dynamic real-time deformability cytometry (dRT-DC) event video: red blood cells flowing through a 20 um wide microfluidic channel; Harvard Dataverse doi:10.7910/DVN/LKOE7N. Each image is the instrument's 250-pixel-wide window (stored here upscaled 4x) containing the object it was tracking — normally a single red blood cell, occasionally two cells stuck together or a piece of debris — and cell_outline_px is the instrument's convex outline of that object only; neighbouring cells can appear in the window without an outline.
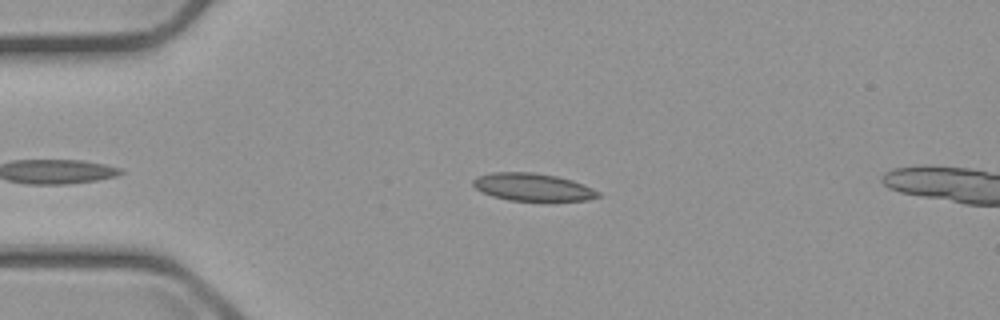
{"species": "common noctule bat (a hibernating species)", "species_latin": "Nyctalus noctula", "temperature_condition": "cold", "stored_images_in_passage": 3, "camera_frame_rate_fps": 3000, "um_per_image_px": 0.085, "animal": {"sex": "male", "body_mass_g": 23.1, "forearm_length_mm": 52.7}, "frame": {"image": 1, "passage_image": 1, "time_ms": 0.0, "image_size_px": [1000, 320], "cell_outline_px": [[600, 196], [588, 200], [508, 200], [492, 196], [476, 188], [472, 184], [472, 180], [476, 176], [492, 172], [532, 172], [556, 176], [572, 180], [584, 184], [600, 192]], "centroid_in_image_um": [45.27, 15.89], "position_along_channel_um": 39.7, "area_um2": 20.0}}
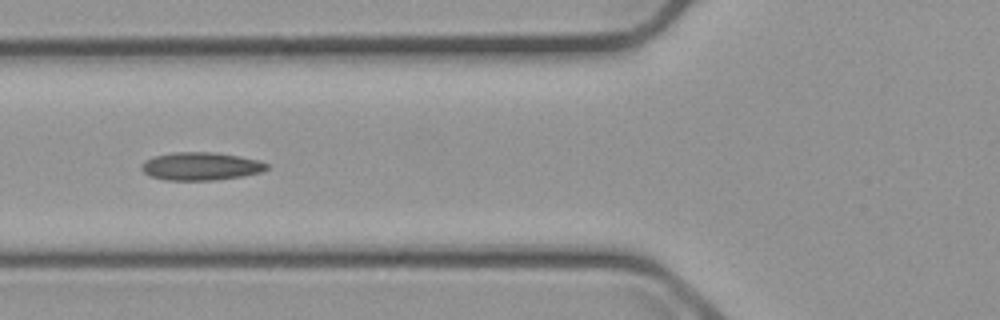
{"frame": {"image": 2, "passage_image": 3, "time_ms": 2.667, "image_size_px": [1000, 320], "cell_outline_px": [[268, 168], [260, 172], [244, 176], [216, 180], [164, 180], [148, 176], [140, 168], [140, 164], [144, 160], [152, 156], [172, 152], [216, 152], [260, 160], [268, 164]], "centroid_in_image_um": [17.02, 14.13], "position_along_channel_um": 108.8, "area_um2": 20.75}}